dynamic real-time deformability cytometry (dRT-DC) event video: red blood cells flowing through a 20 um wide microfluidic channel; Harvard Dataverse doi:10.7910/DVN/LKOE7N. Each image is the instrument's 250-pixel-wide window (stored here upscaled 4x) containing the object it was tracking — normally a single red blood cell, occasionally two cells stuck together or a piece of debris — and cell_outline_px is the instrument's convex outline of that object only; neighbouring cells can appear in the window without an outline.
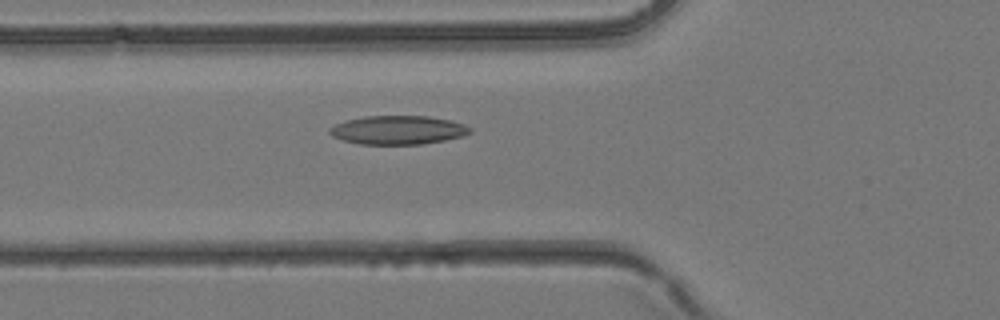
{"species": "common noctule bat (a hibernating species)", "species_latin": "Nyctalus noctula", "temperature_condition": "room temperature", "stored_images_in_passage": 40, "camera_frame_rate_fps": 3000, "um_per_image_px": 0.085, "animal": {"sex": "female", "body_mass_g": 24.6, "forearm_length_mm": 56.2}, "frame": {"image": 1, "passage_image": 15, "time_ms": 4.667, "image_size_px": [1000, 320], "cell_outline_px": [[472, 132], [464, 136], [444, 140], [420, 144], [360, 144], [344, 140], [332, 136], [328, 132], [328, 128], [336, 124], [348, 120], [364, 116], [428, 116], [448, 120], [464, 124], [472, 128]], "centroid_in_image_um": [33.84, 11.05], "position_along_channel_um": 92.0, "area_um2": 23.41}}
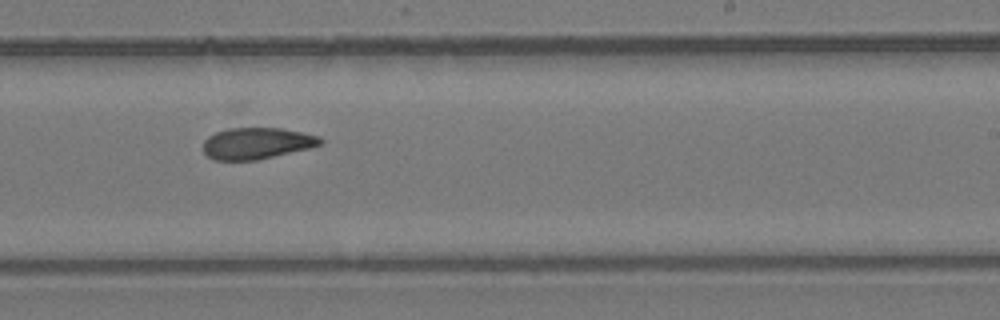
{"frame": {"image": 2, "passage_image": 25, "time_ms": 8.0, "image_size_px": [1000, 320], "cell_outline_px": [[324, 144], [308, 148], [256, 160], [212, 160], [204, 152], [204, 140], [208, 136], [216, 132], [228, 128], [280, 128], [320, 136], [324, 140]], "centroid_in_image_um": [21.82, 12.18], "position_along_channel_um": 267.2, "area_um2": 21.39}}
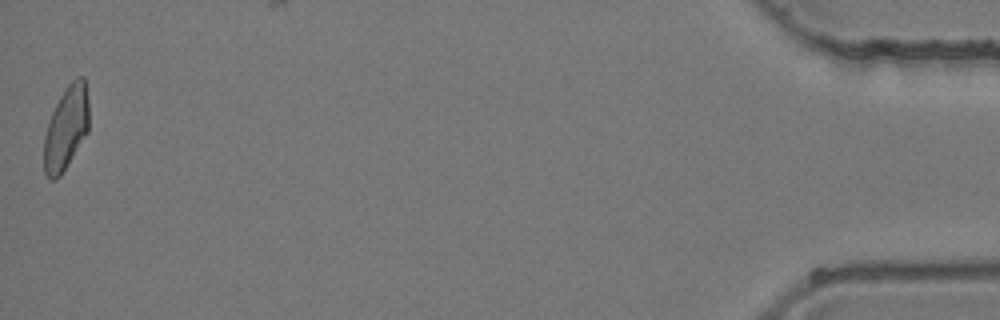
{"frame": {"image": 3, "passage_image": 40, "time_ms": 13.0, "image_size_px": [1000, 320], "cell_outline_px": [[88, 132], [60, 176], [56, 180], [52, 180], [44, 172], [44, 136], [52, 112], [64, 88], [76, 76], [84, 76], [88, 100]], "centroid_in_image_um": [5.62, 10.86], "position_along_channel_um": 429.6, "area_um2": 21.79}}